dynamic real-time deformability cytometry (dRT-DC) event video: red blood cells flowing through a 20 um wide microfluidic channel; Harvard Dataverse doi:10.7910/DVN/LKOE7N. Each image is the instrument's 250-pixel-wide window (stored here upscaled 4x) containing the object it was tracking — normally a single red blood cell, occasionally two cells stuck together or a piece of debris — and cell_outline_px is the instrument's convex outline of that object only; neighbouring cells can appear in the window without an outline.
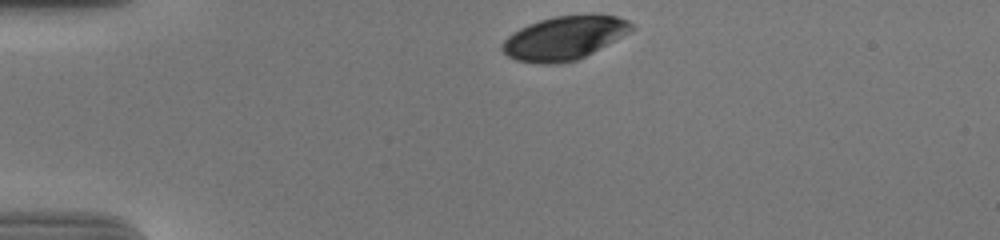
{"species": "human", "species_latin": "Homo sapiens", "temperature_condition": "cold", "stored_images_in_passage": 35, "camera_frame_rate_fps": 3000, "um_per_image_px": 0.085, "donor": {"sex": "male"}, "frame": {"image": 1, "passage_image": 1, "time_ms": 0.0, "image_size_px": [1000, 240], "cell_outline_px": [[636, 28], [592, 52], [576, 60], [556, 64], [540, 64], [516, 60], [508, 56], [500, 48], [504, 40], [512, 32], [528, 24], [540, 20], [556, 16], [616, 16], [628, 20]], "centroid_in_image_um": [47.91, 3.25], "position_along_channel_um": 37.1, "area_um2": 32.19}}
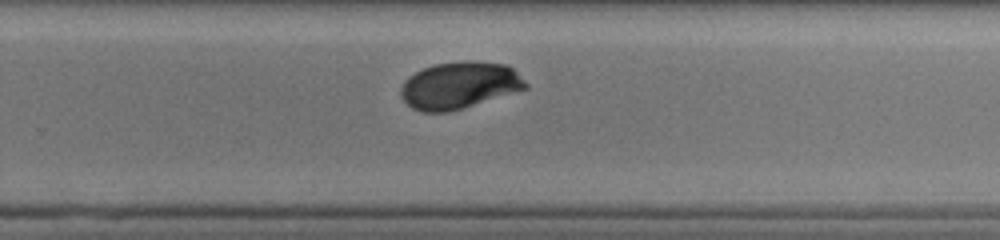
{"frame": {"image": 2, "passage_image": 26, "time_ms": 8.333, "image_size_px": [1000, 240], "cell_outline_px": [[528, 88], [448, 112], [424, 112], [412, 108], [400, 96], [400, 88], [408, 76], [424, 68], [436, 64], [460, 60], [472, 60], [504, 64], [512, 68], [528, 84]], "centroid_in_image_um": [39.03, 7.24], "position_along_channel_um": 290.8, "area_um2": 33.93}}
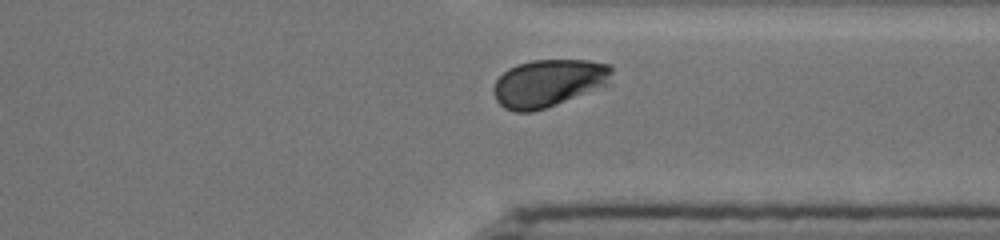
{"frame": {"image": 3, "passage_image": 32, "time_ms": 10.333, "image_size_px": [1000, 240], "cell_outline_px": [[612, 84], [556, 104], [532, 112], [512, 112], [504, 108], [496, 100], [492, 92], [492, 88], [496, 80], [508, 68], [516, 64], [532, 60], [588, 60], [612, 64]], "centroid_in_image_um": [46.65, 7.05], "position_along_channel_um": 364.8, "area_um2": 33.23}, "authors_computed_cell_mechanics": {"area_um2": 34.391, "velocity_mm_per_s": 3.6572, "shape_relaxation_time_tau1_ms": 2.8768, "shape_relaxation_time_tau2_ms": null, "deformation_change_tau1": 0.1106, "deformation_change_tau2": null}}